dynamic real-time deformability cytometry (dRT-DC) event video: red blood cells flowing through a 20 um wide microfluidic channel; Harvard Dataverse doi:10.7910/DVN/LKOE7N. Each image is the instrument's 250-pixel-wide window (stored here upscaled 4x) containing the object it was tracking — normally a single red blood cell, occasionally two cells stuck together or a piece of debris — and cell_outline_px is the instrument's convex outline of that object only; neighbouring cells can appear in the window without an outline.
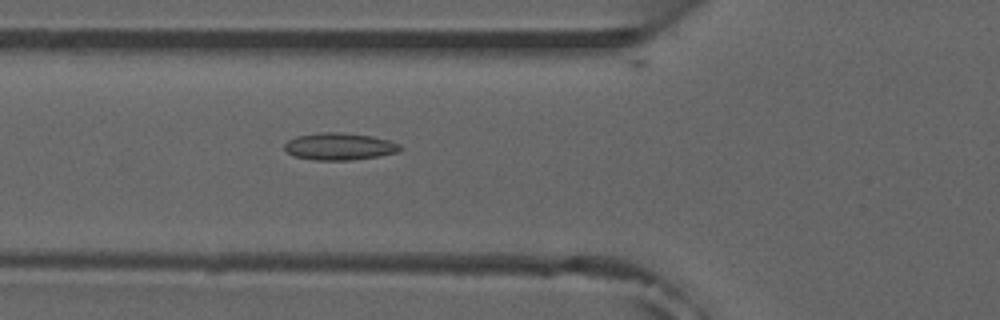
{"species": "common noctule bat (a hibernating species)", "species_latin": "Nyctalus noctula", "temperature_condition": "room temperature", "stored_images_in_passage": 47, "camera_frame_rate_fps": 3000, "um_per_image_px": 0.085, "animal": {"sex": "male", "forearm_length_mm": 52.5}, "frame": {"image": 1, "passage_image": 14, "time_ms": 4.333, "image_size_px": [1000, 320], "cell_outline_px": [[404, 148], [400, 152], [352, 160], [312, 160], [296, 156], [288, 152], [284, 148], [284, 144], [288, 140], [296, 136], [320, 132], [340, 132], [372, 136], [388, 140], [400, 144]], "centroid_in_image_um": [28.87, 12.44], "position_along_channel_um": 96.9, "area_um2": 18.32}, "authors_computed_cell_mechanics": {"area_um2": 16.8198, "velocity_mm_per_s": 3.9239, "shape_relaxation_time_tau1_ms": null, "shape_relaxation_time_tau2_ms": 2.4983, "deformation_change_tau1": null, "deformation_change_tau2": 0.0868}}